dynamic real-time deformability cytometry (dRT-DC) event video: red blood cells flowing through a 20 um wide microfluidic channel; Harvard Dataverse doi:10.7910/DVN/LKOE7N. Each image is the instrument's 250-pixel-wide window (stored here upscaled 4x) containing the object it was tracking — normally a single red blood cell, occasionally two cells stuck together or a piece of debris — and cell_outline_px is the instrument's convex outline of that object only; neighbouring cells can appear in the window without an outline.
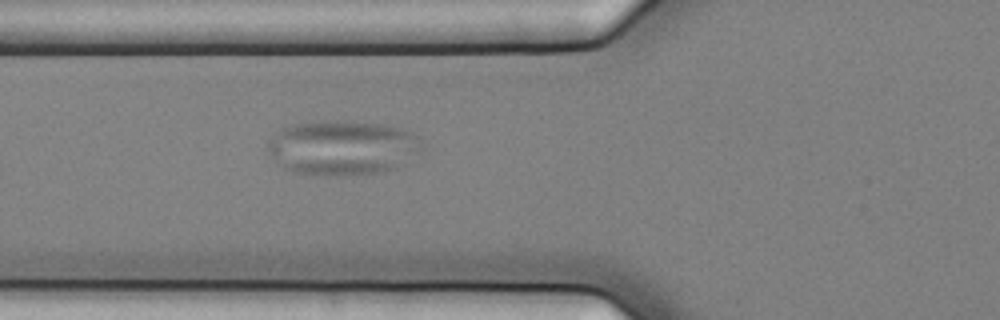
{"species": "common noctule bat (a hibernating species)", "species_latin": "Nyctalus noctula", "temperature_condition": "cold", "stored_images_in_passage": 7, "camera_frame_rate_fps": 3000, "um_per_image_px": 0.085, "animal": {"sex": "female", "body_mass_g": 25.1}, "frame": {"image": 1, "passage_image": 7, "time_ms": 2.0, "image_size_px": [1000, 320], "cell_outline_px": [[412, 148], [392, 168], [376, 172], [340, 176], [328, 176], [296, 172], [284, 168], [276, 164], [268, 152], [268, 140], [280, 128], [292, 124], [320, 120], [348, 120], [388, 124], [404, 128], [412, 132]], "centroid_in_image_um": [28.84, 12.51], "position_along_channel_um": 97.0, "area_um2": 47.86}}